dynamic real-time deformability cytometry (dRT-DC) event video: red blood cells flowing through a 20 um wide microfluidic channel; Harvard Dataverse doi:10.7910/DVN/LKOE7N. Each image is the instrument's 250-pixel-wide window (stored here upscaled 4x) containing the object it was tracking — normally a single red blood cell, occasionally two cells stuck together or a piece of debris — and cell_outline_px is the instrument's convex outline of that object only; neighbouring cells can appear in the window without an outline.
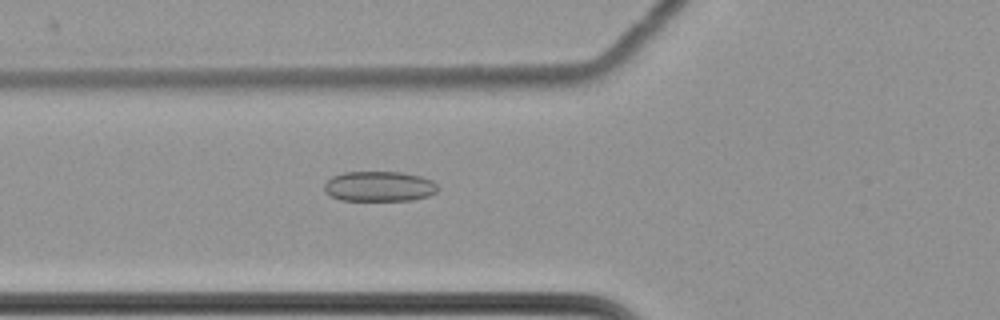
{"species": "common noctule bat (a hibernating species)", "species_latin": "Nyctalus noctula", "temperature_condition": "cold", "stored_images_in_passage": 61, "camera_frame_rate_fps": 3000, "um_per_image_px": 0.085, "animal": {"sex": "female", "body_mass_g": 22.7, "forearm_length_mm": 54.2}, "frame": {"image": 1, "passage_image": 24, "time_ms": 7.667, "image_size_px": [1000, 320], "cell_outline_px": [[440, 188], [436, 192], [428, 196], [412, 200], [340, 200], [324, 192], [324, 184], [332, 176], [344, 172], [400, 172], [420, 176], [432, 180]], "centroid_in_image_um": [32.23, 15.84], "position_along_channel_um": 93.6, "area_um2": 20.0}}
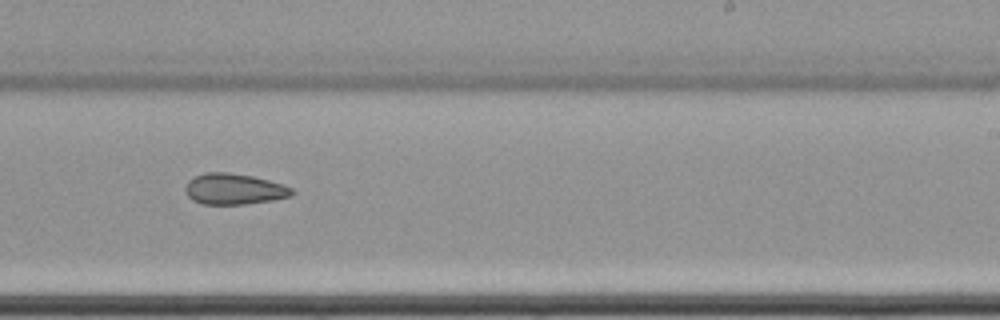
{"frame": {"image": 2, "passage_image": 39, "time_ms": 12.667, "image_size_px": [1000, 320], "cell_outline_px": [[292, 196], [272, 200], [244, 204], [204, 204], [192, 200], [184, 192], [184, 188], [188, 180], [204, 172], [228, 172], [252, 176], [284, 184], [292, 188]], "centroid_in_image_um": [19.86, 16.06], "position_along_channel_um": 269.1, "area_um2": 19.25}}
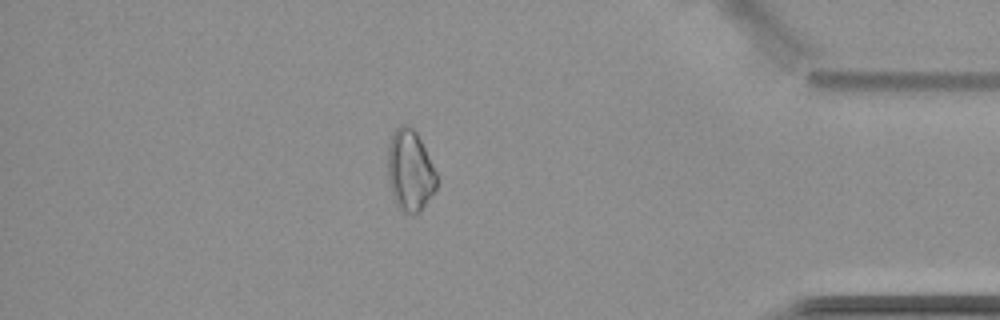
{"frame": {"image": 3, "passage_image": 53, "time_ms": 17.333, "image_size_px": [1000, 320], "cell_outline_px": [[440, 180], [436, 188], [424, 204], [416, 212], [400, 212], [396, 204], [388, 180], [388, 144], [392, 132], [400, 124], [408, 124], [416, 132]], "centroid_in_image_um": [34.83, 14.45], "position_along_channel_um": 400.4, "area_um2": 22.95}, "authors_computed_cell_mechanics": {"area_um2": 22.542, "velocity_mm_per_s": 3.507, "shape_relaxation_time_tau1_ms": null, "shape_relaxation_time_tau2_ms": 6.4434, "deformation_change_tau1": null, "deformation_change_tau2": 0.1191}}